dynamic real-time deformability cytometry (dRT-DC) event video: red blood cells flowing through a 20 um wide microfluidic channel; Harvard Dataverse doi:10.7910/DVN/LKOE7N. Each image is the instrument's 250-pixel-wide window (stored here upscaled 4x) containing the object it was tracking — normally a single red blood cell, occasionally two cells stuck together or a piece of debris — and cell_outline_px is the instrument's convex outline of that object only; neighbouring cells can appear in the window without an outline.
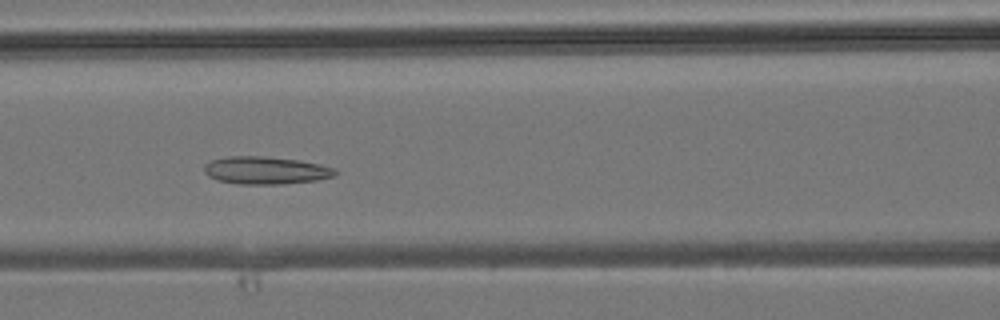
{"species": "common noctule bat (a hibernating species)", "species_latin": "Nyctalus noctula", "temperature_condition": "room temperature", "stored_images_in_passage": 40, "camera_frame_rate_fps": 3000, "um_per_image_px": 0.085, "animal": {"sex": "male", "body_mass_g": 19.2, "forearm_length_mm": 51.8}, "frame": {"image": 1, "passage_image": 19, "time_ms": 6.0, "image_size_px": [1000, 320], "cell_outline_px": [[336, 176], [316, 180], [284, 184], [240, 184], [216, 180], [208, 176], [204, 172], [204, 164], [212, 160], [228, 156], [264, 156], [296, 160], [320, 164], [336, 168]], "centroid_in_image_um": [22.58, 14.48], "position_along_channel_um": 144.0, "area_um2": 21.15}}
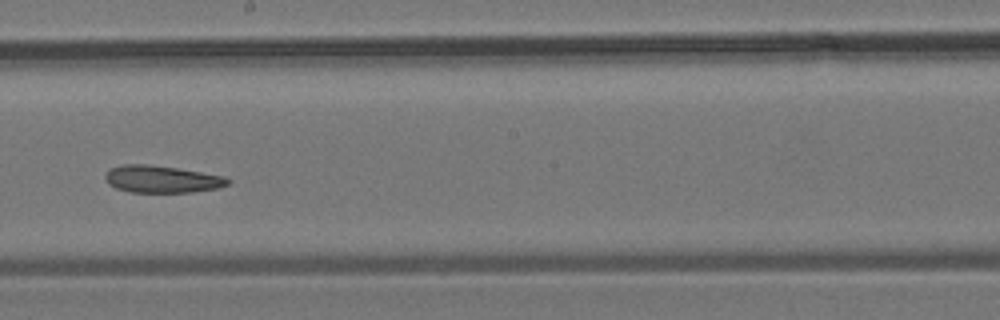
{"frame": {"image": 2, "passage_image": 25, "time_ms": 8.0, "image_size_px": [1000, 320], "cell_outline_px": [[232, 180], [228, 184], [220, 188], [192, 192], [132, 192], [116, 188], [108, 184], [104, 176], [112, 168], [120, 164], [148, 164], [176, 168], [224, 176]], "centroid_in_image_um": [13.77, 15.23], "position_along_channel_um": 234.4, "area_um2": 19.36}}
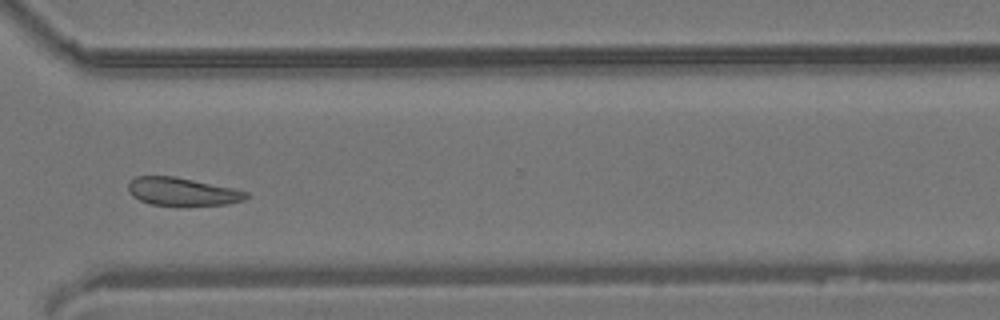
{"frame": {"image": 3, "passage_image": 33, "time_ms": 10.667, "image_size_px": [1000, 320], "cell_outline_px": [[248, 196], [244, 200], [228, 204], [152, 204], [140, 200], [132, 196], [128, 192], [128, 184], [136, 176], [176, 176], [232, 188], [248, 192]], "centroid_in_image_um": [15.47, 16.26], "position_along_channel_um": 355.1, "area_um2": 18.79}}